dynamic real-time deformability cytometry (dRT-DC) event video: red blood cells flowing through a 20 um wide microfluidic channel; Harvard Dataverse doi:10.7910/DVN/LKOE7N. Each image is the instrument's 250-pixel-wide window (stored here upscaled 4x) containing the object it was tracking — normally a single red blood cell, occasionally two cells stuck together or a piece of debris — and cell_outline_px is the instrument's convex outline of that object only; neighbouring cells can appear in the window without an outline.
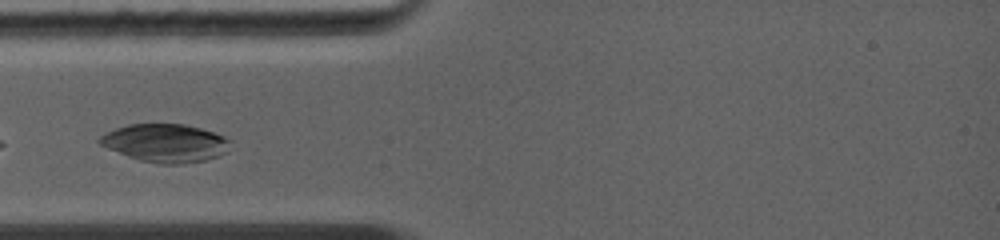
{"species": "common noctule bat (a hibernating species)", "species_latin": "Nyctalus noctula", "temperature_condition": "warm", "stored_images_in_passage": 10, "camera_frame_rate_fps": 5000, "um_per_image_px": 0.085, "animal": {"sex": "female", "body_mass_g": 19.0, "forearm_length_mm": 56.7}, "frame": {"image": 1, "passage_image": 2, "time_ms": 0.8, "image_size_px": [1000, 240], "cell_outline_px": [[232, 140], [228, 152], [220, 156], [208, 160], [184, 164], [160, 164], [140, 160], [128, 156], [108, 148], [100, 144], [96, 140], [104, 132], [128, 124], [184, 124], [200, 128], [224, 136]], "centroid_in_image_um": [14.09, 12.16], "position_along_channel_um": 70.9, "area_um2": 29.3}}
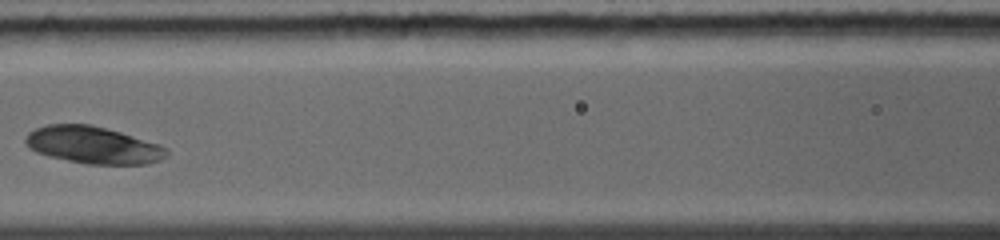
{"frame": {"image": 2, "passage_image": 5, "time_ms": 2.8, "image_size_px": [1000, 240], "cell_outline_px": [[168, 156], [160, 160], [148, 164], [88, 164], [48, 156], [36, 152], [28, 148], [24, 144], [24, 136], [28, 132], [36, 128], [48, 124], [88, 124], [120, 132], [160, 144], [168, 148]], "centroid_in_image_um": [7.9, 12.33], "position_along_channel_um": 158.7, "area_um2": 30.69}}
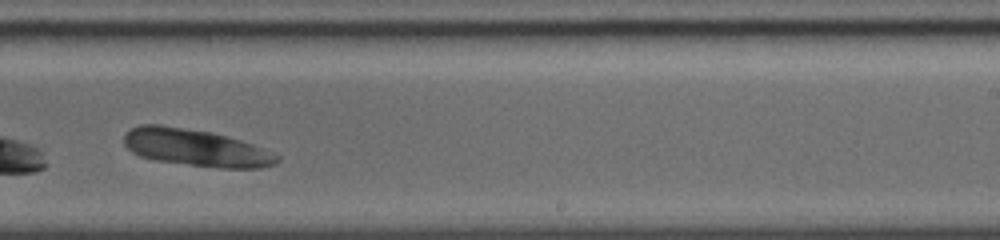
{"frame": {"image": 3, "passage_image": 9, "time_ms": 5.4, "image_size_px": [1000, 240], "cell_outline_px": [[280, 160], [276, 164], [260, 168], [220, 168], [152, 160], [140, 156], [132, 152], [124, 144], [124, 136], [132, 128], [140, 124], [160, 124], [212, 132], [240, 140], [252, 144], [280, 156]], "centroid_in_image_um": [16.64, 12.56], "position_along_channel_um": 272.4, "area_um2": 33.06}}